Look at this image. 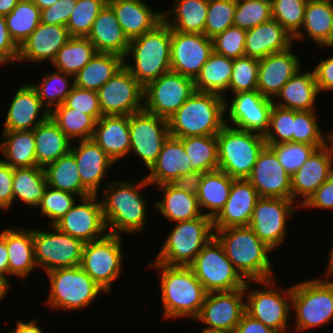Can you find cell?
I'll list each match as a JSON object with an SVG mask.
<instances>
[{"label": "cell", "mask_w": 333, "mask_h": 333, "mask_svg": "<svg viewBox=\"0 0 333 333\" xmlns=\"http://www.w3.org/2000/svg\"><path fill=\"white\" fill-rule=\"evenodd\" d=\"M92 140L118 163L130 153L129 115H104L95 125Z\"/></svg>", "instance_id": "cell-29"}, {"label": "cell", "mask_w": 333, "mask_h": 333, "mask_svg": "<svg viewBox=\"0 0 333 333\" xmlns=\"http://www.w3.org/2000/svg\"><path fill=\"white\" fill-rule=\"evenodd\" d=\"M97 53L87 37H71L57 52L50 65L55 70L75 76Z\"/></svg>", "instance_id": "cell-46"}, {"label": "cell", "mask_w": 333, "mask_h": 333, "mask_svg": "<svg viewBox=\"0 0 333 333\" xmlns=\"http://www.w3.org/2000/svg\"><path fill=\"white\" fill-rule=\"evenodd\" d=\"M247 180L256 189L259 197L292 199L291 176L267 145L259 153Z\"/></svg>", "instance_id": "cell-22"}, {"label": "cell", "mask_w": 333, "mask_h": 333, "mask_svg": "<svg viewBox=\"0 0 333 333\" xmlns=\"http://www.w3.org/2000/svg\"><path fill=\"white\" fill-rule=\"evenodd\" d=\"M123 65L122 56L97 52L74 76V84L82 89L98 91Z\"/></svg>", "instance_id": "cell-41"}, {"label": "cell", "mask_w": 333, "mask_h": 333, "mask_svg": "<svg viewBox=\"0 0 333 333\" xmlns=\"http://www.w3.org/2000/svg\"><path fill=\"white\" fill-rule=\"evenodd\" d=\"M75 142L70 152L76 160L82 185L92 195H97L104 176L115 163L92 139Z\"/></svg>", "instance_id": "cell-28"}, {"label": "cell", "mask_w": 333, "mask_h": 333, "mask_svg": "<svg viewBox=\"0 0 333 333\" xmlns=\"http://www.w3.org/2000/svg\"><path fill=\"white\" fill-rule=\"evenodd\" d=\"M70 38L66 26L40 23L20 45L17 62L52 63L57 52Z\"/></svg>", "instance_id": "cell-27"}, {"label": "cell", "mask_w": 333, "mask_h": 333, "mask_svg": "<svg viewBox=\"0 0 333 333\" xmlns=\"http://www.w3.org/2000/svg\"><path fill=\"white\" fill-rule=\"evenodd\" d=\"M47 187L44 169L40 166L14 168V202L20 201L30 207L39 205Z\"/></svg>", "instance_id": "cell-45"}, {"label": "cell", "mask_w": 333, "mask_h": 333, "mask_svg": "<svg viewBox=\"0 0 333 333\" xmlns=\"http://www.w3.org/2000/svg\"><path fill=\"white\" fill-rule=\"evenodd\" d=\"M14 168L0 159V209L9 210L14 204L13 195Z\"/></svg>", "instance_id": "cell-65"}, {"label": "cell", "mask_w": 333, "mask_h": 333, "mask_svg": "<svg viewBox=\"0 0 333 333\" xmlns=\"http://www.w3.org/2000/svg\"><path fill=\"white\" fill-rule=\"evenodd\" d=\"M170 50L171 27L162 20L152 30L130 40L124 66L145 87L171 70ZM130 56L134 63L127 62Z\"/></svg>", "instance_id": "cell-4"}, {"label": "cell", "mask_w": 333, "mask_h": 333, "mask_svg": "<svg viewBox=\"0 0 333 333\" xmlns=\"http://www.w3.org/2000/svg\"><path fill=\"white\" fill-rule=\"evenodd\" d=\"M173 3L170 10L162 12L163 20L171 29L182 33L204 34L208 0H174Z\"/></svg>", "instance_id": "cell-39"}, {"label": "cell", "mask_w": 333, "mask_h": 333, "mask_svg": "<svg viewBox=\"0 0 333 333\" xmlns=\"http://www.w3.org/2000/svg\"><path fill=\"white\" fill-rule=\"evenodd\" d=\"M331 250L329 251V259H328V264H327V267H326V272H325V276L329 275V276H333V244L331 246Z\"/></svg>", "instance_id": "cell-74"}, {"label": "cell", "mask_w": 333, "mask_h": 333, "mask_svg": "<svg viewBox=\"0 0 333 333\" xmlns=\"http://www.w3.org/2000/svg\"><path fill=\"white\" fill-rule=\"evenodd\" d=\"M33 135L36 143V166L44 168L70 151L71 140L50 117L33 130Z\"/></svg>", "instance_id": "cell-38"}, {"label": "cell", "mask_w": 333, "mask_h": 333, "mask_svg": "<svg viewBox=\"0 0 333 333\" xmlns=\"http://www.w3.org/2000/svg\"><path fill=\"white\" fill-rule=\"evenodd\" d=\"M16 328L11 330L13 333H44L43 330L39 327V321L33 319L30 321H16Z\"/></svg>", "instance_id": "cell-70"}, {"label": "cell", "mask_w": 333, "mask_h": 333, "mask_svg": "<svg viewBox=\"0 0 333 333\" xmlns=\"http://www.w3.org/2000/svg\"><path fill=\"white\" fill-rule=\"evenodd\" d=\"M40 15L41 10L31 0H19L11 13L5 15L9 35L18 47L41 23Z\"/></svg>", "instance_id": "cell-49"}, {"label": "cell", "mask_w": 333, "mask_h": 333, "mask_svg": "<svg viewBox=\"0 0 333 333\" xmlns=\"http://www.w3.org/2000/svg\"><path fill=\"white\" fill-rule=\"evenodd\" d=\"M78 198L73 193L47 186L37 208L40 209L41 216L50 219L49 225H54L72 208Z\"/></svg>", "instance_id": "cell-58"}, {"label": "cell", "mask_w": 333, "mask_h": 333, "mask_svg": "<svg viewBox=\"0 0 333 333\" xmlns=\"http://www.w3.org/2000/svg\"><path fill=\"white\" fill-rule=\"evenodd\" d=\"M19 0H0V14L7 15L11 13Z\"/></svg>", "instance_id": "cell-71"}, {"label": "cell", "mask_w": 333, "mask_h": 333, "mask_svg": "<svg viewBox=\"0 0 333 333\" xmlns=\"http://www.w3.org/2000/svg\"><path fill=\"white\" fill-rule=\"evenodd\" d=\"M189 267L207 293L235 291L244 288L247 282L215 237L202 248Z\"/></svg>", "instance_id": "cell-11"}, {"label": "cell", "mask_w": 333, "mask_h": 333, "mask_svg": "<svg viewBox=\"0 0 333 333\" xmlns=\"http://www.w3.org/2000/svg\"><path fill=\"white\" fill-rule=\"evenodd\" d=\"M51 227V228H50ZM48 231L33 229L34 259L45 273L58 268L80 266L84 242L60 231L56 226Z\"/></svg>", "instance_id": "cell-13"}, {"label": "cell", "mask_w": 333, "mask_h": 333, "mask_svg": "<svg viewBox=\"0 0 333 333\" xmlns=\"http://www.w3.org/2000/svg\"><path fill=\"white\" fill-rule=\"evenodd\" d=\"M259 59L243 56L233 59L228 93L257 90Z\"/></svg>", "instance_id": "cell-54"}, {"label": "cell", "mask_w": 333, "mask_h": 333, "mask_svg": "<svg viewBox=\"0 0 333 333\" xmlns=\"http://www.w3.org/2000/svg\"><path fill=\"white\" fill-rule=\"evenodd\" d=\"M50 291L44 303L51 308L78 311L106 292L80 267L58 268L46 273Z\"/></svg>", "instance_id": "cell-10"}, {"label": "cell", "mask_w": 333, "mask_h": 333, "mask_svg": "<svg viewBox=\"0 0 333 333\" xmlns=\"http://www.w3.org/2000/svg\"><path fill=\"white\" fill-rule=\"evenodd\" d=\"M77 0H58L55 4L41 10V23L66 26Z\"/></svg>", "instance_id": "cell-62"}, {"label": "cell", "mask_w": 333, "mask_h": 333, "mask_svg": "<svg viewBox=\"0 0 333 333\" xmlns=\"http://www.w3.org/2000/svg\"><path fill=\"white\" fill-rule=\"evenodd\" d=\"M149 185L143 177L137 183L119 180L105 186L101 203L108 233L122 236L124 233L133 235L143 231L148 205L140 190Z\"/></svg>", "instance_id": "cell-1"}, {"label": "cell", "mask_w": 333, "mask_h": 333, "mask_svg": "<svg viewBox=\"0 0 333 333\" xmlns=\"http://www.w3.org/2000/svg\"><path fill=\"white\" fill-rule=\"evenodd\" d=\"M161 189L162 199L154 206L162 215L176 223L201 217L203 214L196 195L186 193L173 187L170 183L156 186Z\"/></svg>", "instance_id": "cell-40"}, {"label": "cell", "mask_w": 333, "mask_h": 333, "mask_svg": "<svg viewBox=\"0 0 333 333\" xmlns=\"http://www.w3.org/2000/svg\"><path fill=\"white\" fill-rule=\"evenodd\" d=\"M302 209L311 208L333 210V171L329 178L300 206Z\"/></svg>", "instance_id": "cell-63"}, {"label": "cell", "mask_w": 333, "mask_h": 333, "mask_svg": "<svg viewBox=\"0 0 333 333\" xmlns=\"http://www.w3.org/2000/svg\"><path fill=\"white\" fill-rule=\"evenodd\" d=\"M293 48L259 59L257 90L274 100L281 88L301 67V60Z\"/></svg>", "instance_id": "cell-25"}, {"label": "cell", "mask_w": 333, "mask_h": 333, "mask_svg": "<svg viewBox=\"0 0 333 333\" xmlns=\"http://www.w3.org/2000/svg\"><path fill=\"white\" fill-rule=\"evenodd\" d=\"M129 131V155L135 154L149 169L170 136L168 120L143 109L129 116Z\"/></svg>", "instance_id": "cell-17"}, {"label": "cell", "mask_w": 333, "mask_h": 333, "mask_svg": "<svg viewBox=\"0 0 333 333\" xmlns=\"http://www.w3.org/2000/svg\"><path fill=\"white\" fill-rule=\"evenodd\" d=\"M191 164V172L218 170V142L216 136H190L179 138Z\"/></svg>", "instance_id": "cell-48"}, {"label": "cell", "mask_w": 333, "mask_h": 333, "mask_svg": "<svg viewBox=\"0 0 333 333\" xmlns=\"http://www.w3.org/2000/svg\"><path fill=\"white\" fill-rule=\"evenodd\" d=\"M11 283H9L5 278L0 276V304L3 299L8 294V291L11 289Z\"/></svg>", "instance_id": "cell-72"}, {"label": "cell", "mask_w": 333, "mask_h": 333, "mask_svg": "<svg viewBox=\"0 0 333 333\" xmlns=\"http://www.w3.org/2000/svg\"><path fill=\"white\" fill-rule=\"evenodd\" d=\"M259 198L247 179H234L223 209L213 219L214 229L249 226Z\"/></svg>", "instance_id": "cell-26"}, {"label": "cell", "mask_w": 333, "mask_h": 333, "mask_svg": "<svg viewBox=\"0 0 333 333\" xmlns=\"http://www.w3.org/2000/svg\"><path fill=\"white\" fill-rule=\"evenodd\" d=\"M64 103L74 111L92 116L96 121L102 117L97 91L74 86Z\"/></svg>", "instance_id": "cell-61"}, {"label": "cell", "mask_w": 333, "mask_h": 333, "mask_svg": "<svg viewBox=\"0 0 333 333\" xmlns=\"http://www.w3.org/2000/svg\"><path fill=\"white\" fill-rule=\"evenodd\" d=\"M271 19L270 0H236L233 26L247 31Z\"/></svg>", "instance_id": "cell-52"}, {"label": "cell", "mask_w": 333, "mask_h": 333, "mask_svg": "<svg viewBox=\"0 0 333 333\" xmlns=\"http://www.w3.org/2000/svg\"><path fill=\"white\" fill-rule=\"evenodd\" d=\"M305 35L320 48L333 47V0L307 1L302 28L293 39L302 40Z\"/></svg>", "instance_id": "cell-35"}, {"label": "cell", "mask_w": 333, "mask_h": 333, "mask_svg": "<svg viewBox=\"0 0 333 333\" xmlns=\"http://www.w3.org/2000/svg\"><path fill=\"white\" fill-rule=\"evenodd\" d=\"M2 132L0 151L5 157L3 161L12 168L36 166L33 130Z\"/></svg>", "instance_id": "cell-44"}, {"label": "cell", "mask_w": 333, "mask_h": 333, "mask_svg": "<svg viewBox=\"0 0 333 333\" xmlns=\"http://www.w3.org/2000/svg\"><path fill=\"white\" fill-rule=\"evenodd\" d=\"M318 95L314 70L301 73L300 69L281 88L273 105L295 111H317L315 104Z\"/></svg>", "instance_id": "cell-34"}, {"label": "cell", "mask_w": 333, "mask_h": 333, "mask_svg": "<svg viewBox=\"0 0 333 333\" xmlns=\"http://www.w3.org/2000/svg\"><path fill=\"white\" fill-rule=\"evenodd\" d=\"M19 47L11 39L5 16L0 14V61L3 65L17 63Z\"/></svg>", "instance_id": "cell-64"}, {"label": "cell", "mask_w": 333, "mask_h": 333, "mask_svg": "<svg viewBox=\"0 0 333 333\" xmlns=\"http://www.w3.org/2000/svg\"><path fill=\"white\" fill-rule=\"evenodd\" d=\"M0 276L5 278L9 283V265L8 251L6 247V228L0 232Z\"/></svg>", "instance_id": "cell-69"}, {"label": "cell", "mask_w": 333, "mask_h": 333, "mask_svg": "<svg viewBox=\"0 0 333 333\" xmlns=\"http://www.w3.org/2000/svg\"><path fill=\"white\" fill-rule=\"evenodd\" d=\"M43 169L47 186L73 193L80 199L92 195L82 185L76 160L70 151Z\"/></svg>", "instance_id": "cell-43"}, {"label": "cell", "mask_w": 333, "mask_h": 333, "mask_svg": "<svg viewBox=\"0 0 333 333\" xmlns=\"http://www.w3.org/2000/svg\"><path fill=\"white\" fill-rule=\"evenodd\" d=\"M70 79H73L71 82ZM71 83V84H70ZM74 76L56 70L45 74L42 81L36 84L30 83L37 92L42 105L49 113L59 105L63 104L72 91L74 84Z\"/></svg>", "instance_id": "cell-50"}, {"label": "cell", "mask_w": 333, "mask_h": 333, "mask_svg": "<svg viewBox=\"0 0 333 333\" xmlns=\"http://www.w3.org/2000/svg\"><path fill=\"white\" fill-rule=\"evenodd\" d=\"M153 261L168 266L189 267L214 237L213 219L202 215L176 222Z\"/></svg>", "instance_id": "cell-7"}, {"label": "cell", "mask_w": 333, "mask_h": 333, "mask_svg": "<svg viewBox=\"0 0 333 333\" xmlns=\"http://www.w3.org/2000/svg\"><path fill=\"white\" fill-rule=\"evenodd\" d=\"M203 173L198 171L188 172L175 178L170 184L186 193L196 195L199 189Z\"/></svg>", "instance_id": "cell-67"}, {"label": "cell", "mask_w": 333, "mask_h": 333, "mask_svg": "<svg viewBox=\"0 0 333 333\" xmlns=\"http://www.w3.org/2000/svg\"><path fill=\"white\" fill-rule=\"evenodd\" d=\"M295 110L273 105L270 112L269 128L264 135L266 144L293 142Z\"/></svg>", "instance_id": "cell-59"}, {"label": "cell", "mask_w": 333, "mask_h": 333, "mask_svg": "<svg viewBox=\"0 0 333 333\" xmlns=\"http://www.w3.org/2000/svg\"><path fill=\"white\" fill-rule=\"evenodd\" d=\"M308 0H271L272 19L293 37L301 30Z\"/></svg>", "instance_id": "cell-53"}, {"label": "cell", "mask_w": 333, "mask_h": 333, "mask_svg": "<svg viewBox=\"0 0 333 333\" xmlns=\"http://www.w3.org/2000/svg\"><path fill=\"white\" fill-rule=\"evenodd\" d=\"M34 4H36L40 10L50 7L55 4L58 0H31Z\"/></svg>", "instance_id": "cell-73"}, {"label": "cell", "mask_w": 333, "mask_h": 333, "mask_svg": "<svg viewBox=\"0 0 333 333\" xmlns=\"http://www.w3.org/2000/svg\"><path fill=\"white\" fill-rule=\"evenodd\" d=\"M225 99L195 91L168 120L170 136H216L225 125Z\"/></svg>", "instance_id": "cell-5"}, {"label": "cell", "mask_w": 333, "mask_h": 333, "mask_svg": "<svg viewBox=\"0 0 333 333\" xmlns=\"http://www.w3.org/2000/svg\"><path fill=\"white\" fill-rule=\"evenodd\" d=\"M325 277L326 279L314 278L292 285L291 309L296 311V333L323 327L333 319V276Z\"/></svg>", "instance_id": "cell-8"}, {"label": "cell", "mask_w": 333, "mask_h": 333, "mask_svg": "<svg viewBox=\"0 0 333 333\" xmlns=\"http://www.w3.org/2000/svg\"><path fill=\"white\" fill-rule=\"evenodd\" d=\"M6 247L8 251L9 276L26 279L37 268L34 259L33 228H7Z\"/></svg>", "instance_id": "cell-36"}, {"label": "cell", "mask_w": 333, "mask_h": 333, "mask_svg": "<svg viewBox=\"0 0 333 333\" xmlns=\"http://www.w3.org/2000/svg\"><path fill=\"white\" fill-rule=\"evenodd\" d=\"M87 38L97 52L114 53L125 58L129 49L130 40L108 4L97 15Z\"/></svg>", "instance_id": "cell-33"}, {"label": "cell", "mask_w": 333, "mask_h": 333, "mask_svg": "<svg viewBox=\"0 0 333 333\" xmlns=\"http://www.w3.org/2000/svg\"><path fill=\"white\" fill-rule=\"evenodd\" d=\"M97 195L81 198L55 224L60 231L84 243L98 240L108 232L103 217L101 200Z\"/></svg>", "instance_id": "cell-19"}, {"label": "cell", "mask_w": 333, "mask_h": 333, "mask_svg": "<svg viewBox=\"0 0 333 333\" xmlns=\"http://www.w3.org/2000/svg\"><path fill=\"white\" fill-rule=\"evenodd\" d=\"M274 279L276 278L246 282L244 287L245 312L279 333H288L292 308V286L280 289L279 285L275 286L276 280ZM250 282L266 288L252 289Z\"/></svg>", "instance_id": "cell-9"}, {"label": "cell", "mask_w": 333, "mask_h": 333, "mask_svg": "<svg viewBox=\"0 0 333 333\" xmlns=\"http://www.w3.org/2000/svg\"><path fill=\"white\" fill-rule=\"evenodd\" d=\"M201 333H232V332H229V331H213V330H204V329H202Z\"/></svg>", "instance_id": "cell-76"}, {"label": "cell", "mask_w": 333, "mask_h": 333, "mask_svg": "<svg viewBox=\"0 0 333 333\" xmlns=\"http://www.w3.org/2000/svg\"><path fill=\"white\" fill-rule=\"evenodd\" d=\"M50 119L73 142L92 139L96 120L79 111L69 108L65 103L54 108L49 115Z\"/></svg>", "instance_id": "cell-47"}, {"label": "cell", "mask_w": 333, "mask_h": 333, "mask_svg": "<svg viewBox=\"0 0 333 333\" xmlns=\"http://www.w3.org/2000/svg\"><path fill=\"white\" fill-rule=\"evenodd\" d=\"M246 30L236 26L228 27L212 38L213 51L217 54L236 59L245 56Z\"/></svg>", "instance_id": "cell-60"}, {"label": "cell", "mask_w": 333, "mask_h": 333, "mask_svg": "<svg viewBox=\"0 0 333 333\" xmlns=\"http://www.w3.org/2000/svg\"><path fill=\"white\" fill-rule=\"evenodd\" d=\"M234 333H279L261 321L251 317L246 312L243 313L240 322L237 324Z\"/></svg>", "instance_id": "cell-68"}, {"label": "cell", "mask_w": 333, "mask_h": 333, "mask_svg": "<svg viewBox=\"0 0 333 333\" xmlns=\"http://www.w3.org/2000/svg\"><path fill=\"white\" fill-rule=\"evenodd\" d=\"M185 153L182 141L169 136L162 146L158 158L149 168L150 173L145 179L150 185L159 186L171 183L180 175L191 172V164Z\"/></svg>", "instance_id": "cell-32"}, {"label": "cell", "mask_w": 333, "mask_h": 333, "mask_svg": "<svg viewBox=\"0 0 333 333\" xmlns=\"http://www.w3.org/2000/svg\"><path fill=\"white\" fill-rule=\"evenodd\" d=\"M319 94L323 91L333 90V56L320 60L319 64L313 68Z\"/></svg>", "instance_id": "cell-66"}, {"label": "cell", "mask_w": 333, "mask_h": 333, "mask_svg": "<svg viewBox=\"0 0 333 333\" xmlns=\"http://www.w3.org/2000/svg\"><path fill=\"white\" fill-rule=\"evenodd\" d=\"M122 236L107 233L104 237L87 242L83 247L80 267L108 295L113 282L122 272Z\"/></svg>", "instance_id": "cell-12"}, {"label": "cell", "mask_w": 333, "mask_h": 333, "mask_svg": "<svg viewBox=\"0 0 333 333\" xmlns=\"http://www.w3.org/2000/svg\"><path fill=\"white\" fill-rule=\"evenodd\" d=\"M107 4L129 40L152 30L163 20V13L153 11L144 0H107Z\"/></svg>", "instance_id": "cell-30"}, {"label": "cell", "mask_w": 333, "mask_h": 333, "mask_svg": "<svg viewBox=\"0 0 333 333\" xmlns=\"http://www.w3.org/2000/svg\"><path fill=\"white\" fill-rule=\"evenodd\" d=\"M232 100H225V124L262 135L268 131L273 100L258 90L238 92ZM228 120V121H227Z\"/></svg>", "instance_id": "cell-18"}, {"label": "cell", "mask_w": 333, "mask_h": 333, "mask_svg": "<svg viewBox=\"0 0 333 333\" xmlns=\"http://www.w3.org/2000/svg\"><path fill=\"white\" fill-rule=\"evenodd\" d=\"M234 178L221 170L205 172L196 194L198 205L204 216L214 219L223 209L232 187Z\"/></svg>", "instance_id": "cell-37"}, {"label": "cell", "mask_w": 333, "mask_h": 333, "mask_svg": "<svg viewBox=\"0 0 333 333\" xmlns=\"http://www.w3.org/2000/svg\"><path fill=\"white\" fill-rule=\"evenodd\" d=\"M107 0H77L66 24L71 37H87Z\"/></svg>", "instance_id": "cell-51"}, {"label": "cell", "mask_w": 333, "mask_h": 333, "mask_svg": "<svg viewBox=\"0 0 333 333\" xmlns=\"http://www.w3.org/2000/svg\"><path fill=\"white\" fill-rule=\"evenodd\" d=\"M333 171V150L324 145L316 148L300 169L291 176L292 200L299 206L329 178Z\"/></svg>", "instance_id": "cell-23"}, {"label": "cell", "mask_w": 333, "mask_h": 333, "mask_svg": "<svg viewBox=\"0 0 333 333\" xmlns=\"http://www.w3.org/2000/svg\"><path fill=\"white\" fill-rule=\"evenodd\" d=\"M326 145L333 150V130L326 133Z\"/></svg>", "instance_id": "cell-75"}, {"label": "cell", "mask_w": 333, "mask_h": 333, "mask_svg": "<svg viewBox=\"0 0 333 333\" xmlns=\"http://www.w3.org/2000/svg\"><path fill=\"white\" fill-rule=\"evenodd\" d=\"M195 91L193 79L170 70L144 87L143 109L169 120Z\"/></svg>", "instance_id": "cell-14"}, {"label": "cell", "mask_w": 333, "mask_h": 333, "mask_svg": "<svg viewBox=\"0 0 333 333\" xmlns=\"http://www.w3.org/2000/svg\"><path fill=\"white\" fill-rule=\"evenodd\" d=\"M213 52V41L205 34L171 29V70L193 80Z\"/></svg>", "instance_id": "cell-21"}, {"label": "cell", "mask_w": 333, "mask_h": 333, "mask_svg": "<svg viewBox=\"0 0 333 333\" xmlns=\"http://www.w3.org/2000/svg\"><path fill=\"white\" fill-rule=\"evenodd\" d=\"M216 138L218 170L234 179H247L266 146L264 135L225 124Z\"/></svg>", "instance_id": "cell-6"}, {"label": "cell", "mask_w": 333, "mask_h": 333, "mask_svg": "<svg viewBox=\"0 0 333 333\" xmlns=\"http://www.w3.org/2000/svg\"><path fill=\"white\" fill-rule=\"evenodd\" d=\"M235 11L236 0H208L204 34L212 39L233 26Z\"/></svg>", "instance_id": "cell-55"}, {"label": "cell", "mask_w": 333, "mask_h": 333, "mask_svg": "<svg viewBox=\"0 0 333 333\" xmlns=\"http://www.w3.org/2000/svg\"><path fill=\"white\" fill-rule=\"evenodd\" d=\"M214 237L246 281L275 278L269 257L272 249L259 239L250 226L214 229Z\"/></svg>", "instance_id": "cell-2"}, {"label": "cell", "mask_w": 333, "mask_h": 333, "mask_svg": "<svg viewBox=\"0 0 333 333\" xmlns=\"http://www.w3.org/2000/svg\"><path fill=\"white\" fill-rule=\"evenodd\" d=\"M232 68V58L213 51L194 80L196 91L214 93L226 100L227 95L224 94L229 88Z\"/></svg>", "instance_id": "cell-42"}, {"label": "cell", "mask_w": 333, "mask_h": 333, "mask_svg": "<svg viewBox=\"0 0 333 333\" xmlns=\"http://www.w3.org/2000/svg\"><path fill=\"white\" fill-rule=\"evenodd\" d=\"M244 288L230 292H210L195 318L203 322L204 330L229 331L234 333L237 324L245 312Z\"/></svg>", "instance_id": "cell-20"}, {"label": "cell", "mask_w": 333, "mask_h": 333, "mask_svg": "<svg viewBox=\"0 0 333 333\" xmlns=\"http://www.w3.org/2000/svg\"><path fill=\"white\" fill-rule=\"evenodd\" d=\"M8 107L3 131L34 130L50 115L29 82L20 85Z\"/></svg>", "instance_id": "cell-24"}, {"label": "cell", "mask_w": 333, "mask_h": 333, "mask_svg": "<svg viewBox=\"0 0 333 333\" xmlns=\"http://www.w3.org/2000/svg\"><path fill=\"white\" fill-rule=\"evenodd\" d=\"M266 145L276 154L278 161L290 176L300 169L316 149L314 145L298 142Z\"/></svg>", "instance_id": "cell-56"}, {"label": "cell", "mask_w": 333, "mask_h": 333, "mask_svg": "<svg viewBox=\"0 0 333 333\" xmlns=\"http://www.w3.org/2000/svg\"><path fill=\"white\" fill-rule=\"evenodd\" d=\"M151 267L160 271L161 301L164 318L195 319L203 306L205 291L193 270L185 266H168L155 261Z\"/></svg>", "instance_id": "cell-3"}, {"label": "cell", "mask_w": 333, "mask_h": 333, "mask_svg": "<svg viewBox=\"0 0 333 333\" xmlns=\"http://www.w3.org/2000/svg\"><path fill=\"white\" fill-rule=\"evenodd\" d=\"M300 206L292 199L260 197L254 207L249 226L273 251L284 242L288 218Z\"/></svg>", "instance_id": "cell-16"}, {"label": "cell", "mask_w": 333, "mask_h": 333, "mask_svg": "<svg viewBox=\"0 0 333 333\" xmlns=\"http://www.w3.org/2000/svg\"><path fill=\"white\" fill-rule=\"evenodd\" d=\"M293 36L276 20L271 19L246 31L245 56L262 59L293 47Z\"/></svg>", "instance_id": "cell-31"}, {"label": "cell", "mask_w": 333, "mask_h": 333, "mask_svg": "<svg viewBox=\"0 0 333 333\" xmlns=\"http://www.w3.org/2000/svg\"><path fill=\"white\" fill-rule=\"evenodd\" d=\"M97 93L102 116H130L143 110L144 87L124 65Z\"/></svg>", "instance_id": "cell-15"}, {"label": "cell", "mask_w": 333, "mask_h": 333, "mask_svg": "<svg viewBox=\"0 0 333 333\" xmlns=\"http://www.w3.org/2000/svg\"><path fill=\"white\" fill-rule=\"evenodd\" d=\"M316 114L317 111H295L293 142L316 148L326 145V134L320 128Z\"/></svg>", "instance_id": "cell-57"}]
</instances>
